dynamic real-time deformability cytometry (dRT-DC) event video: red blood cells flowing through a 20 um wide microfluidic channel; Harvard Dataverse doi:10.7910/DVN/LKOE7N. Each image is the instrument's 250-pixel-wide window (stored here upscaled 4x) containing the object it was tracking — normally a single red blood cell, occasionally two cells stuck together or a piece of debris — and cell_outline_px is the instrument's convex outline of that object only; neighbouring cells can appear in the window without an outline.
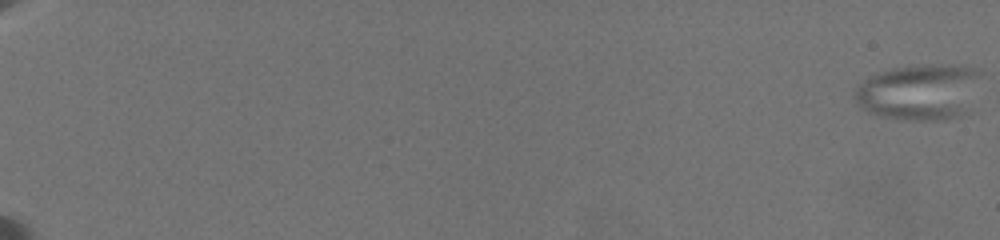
{"species": "common noctule bat (a hibernating species)", "species_latin": "Nyctalus noctula", "temperature_condition": "warm", "stored_images_in_passage": 45, "camera_frame_rate_fps": 3000, "um_per_image_px": 0.085, "animal": {"sex": "female", "body_mass_g": 19.5, "forearm_length_mm": 54.1}, "frame": {"image": 1, "passage_image": 1, "time_ms": 0.0, "image_size_px": [1000, 240], "cell_outline_px": [[980, 76], [964, 112], [960, 116], [948, 120], [900, 120], [876, 116], [860, 108], [856, 104], [852, 96], [856, 84], [868, 76], [892, 68], [924, 64], [964, 64], [980, 68]], "centroid_in_image_um": [78.05, 7.8], "position_along_channel_um": 6.9, "area_um2": 41.96}}
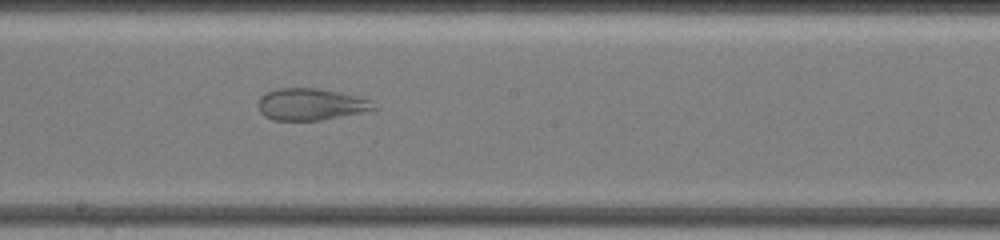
{"frame": {"image": 2, "passage_image": 29, "time_ms": 13.333, "image_size_px": [1000, 240], "cell_outline_px": [[376, 112], [320, 120], [272, 120], [264, 116], [260, 112], [256, 104], [260, 96], [276, 88], [316, 88], [360, 96], [372, 100], [376, 108]], "centroid_in_image_um": [26.49, 8.88], "position_along_channel_um": 221.7, "area_um2": 22.08}}
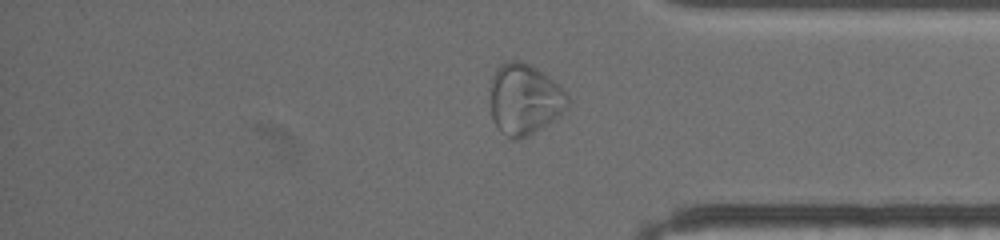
{"frame": {"image": 3, "passage_image": 39, "time_ms": 18.333, "image_size_px": [1000, 240], "cell_outline_px": [[568, 108], [552, 120], [520, 140], [512, 140], [500, 132], [492, 116], [488, 88], [492, 76], [496, 68], [500, 64], [508, 60], [520, 60], [536, 68], [548, 76], [568, 96]], "centroid_in_image_um": [44.51, 8.42], "position_along_channel_um": 390.7, "area_um2": 32.02}}